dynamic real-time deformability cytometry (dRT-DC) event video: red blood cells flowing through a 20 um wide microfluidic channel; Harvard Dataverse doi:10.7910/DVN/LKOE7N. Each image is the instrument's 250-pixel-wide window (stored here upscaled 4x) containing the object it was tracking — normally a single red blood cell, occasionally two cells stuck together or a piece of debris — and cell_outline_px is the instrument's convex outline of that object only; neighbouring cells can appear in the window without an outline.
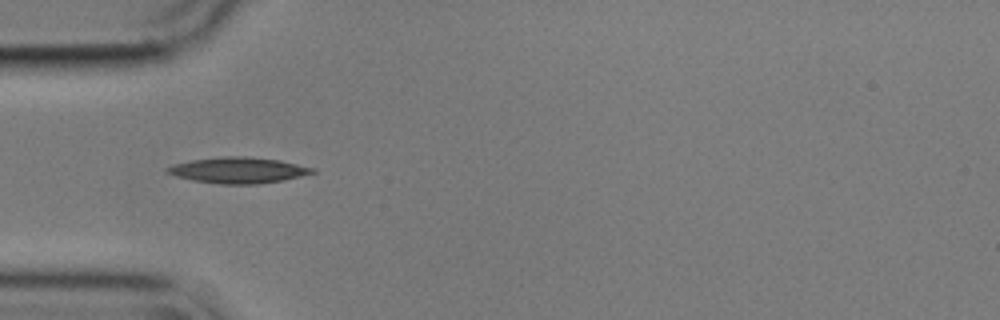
{"species": "common noctule bat (a hibernating species)", "species_latin": "Nyctalus noctula", "temperature_condition": "cold", "stored_images_in_passage": 40, "camera_frame_rate_fps": 3000, "um_per_image_px": 0.085, "animal": {"sex": "male", "body_mass_g": 17.9}, "frame": {"image": 1, "passage_image": 1, "time_ms": 0.0, "image_size_px": [1000, 320], "cell_outline_px": [[316, 172], [284, 180], [260, 184], [220, 184], [192, 180], [176, 176], [164, 172], [164, 168], [176, 164], [192, 160], [224, 156], [248, 156], [280, 160], [316, 168]], "centroid_in_image_um": [20.26, 14.47], "position_along_channel_um": 64.7, "area_um2": 22.02}}
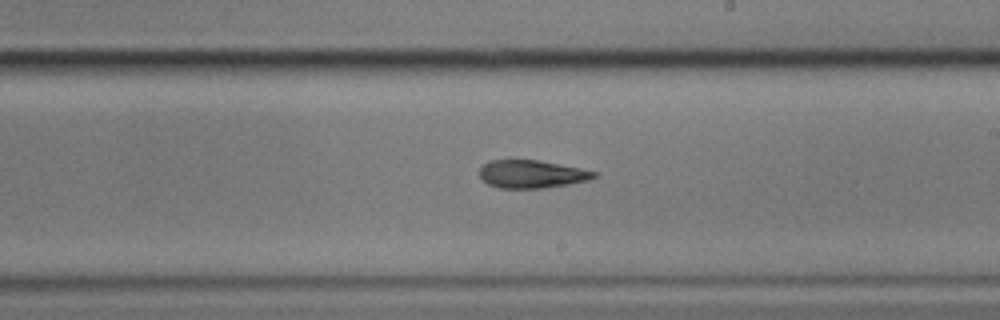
{"frame": {"image": 2, "passage_image": 16, "time_ms": 5.0, "image_size_px": [1000, 320], "cell_outline_px": [[600, 172], [596, 176], [588, 180], [568, 184], [544, 188], [500, 188], [488, 184], [480, 176], [480, 168], [484, 164], [492, 160], [540, 160]], "centroid_in_image_um": [45.22, 14.79], "position_along_channel_um": 243.8, "area_um2": 18.55}}
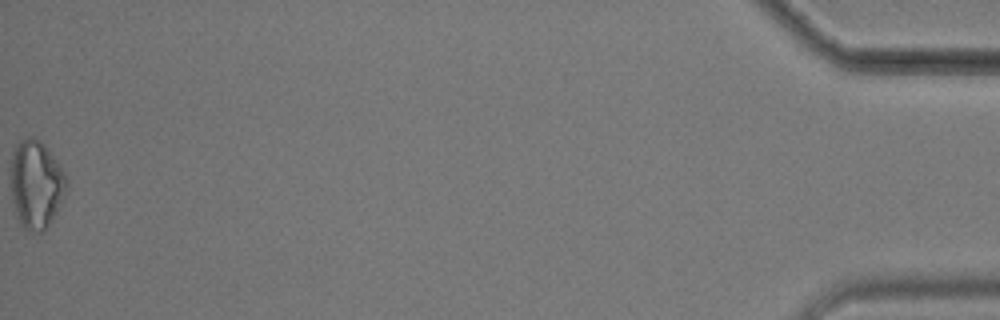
{"frame": {"image": 3, "passage_image": 40, "time_ms": 13.0, "image_size_px": [1000, 320], "cell_outline_px": [[68, 188], [56, 212], [48, 224], [40, 232], [28, 232], [20, 224], [12, 200], [12, 152], [16, 144], [20, 140], [28, 136], [32, 136], [40, 140], [56, 160], [64, 172], [68, 180]], "centroid_in_image_um": [3.08, 15.65], "position_along_channel_um": 432.1, "area_um2": 28.38}}